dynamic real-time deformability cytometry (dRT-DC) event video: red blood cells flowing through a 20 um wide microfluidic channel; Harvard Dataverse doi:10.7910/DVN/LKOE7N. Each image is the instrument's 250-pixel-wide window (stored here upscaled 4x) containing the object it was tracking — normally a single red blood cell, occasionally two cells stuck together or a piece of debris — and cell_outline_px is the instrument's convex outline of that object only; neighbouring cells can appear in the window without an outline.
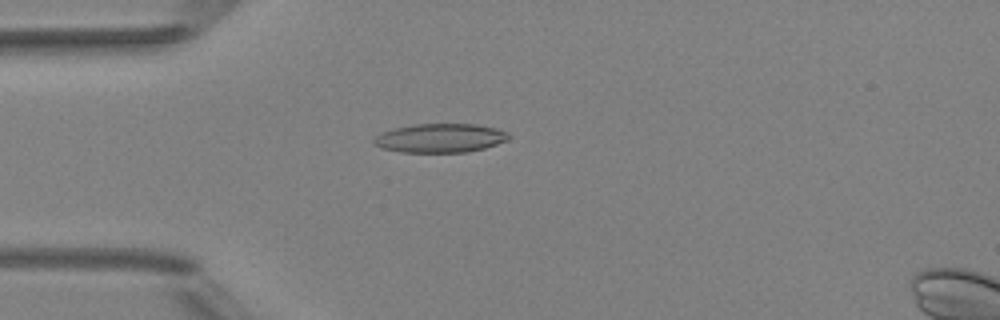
{"species": "Egyptian fruit bat (a non-hibernating species)", "species_latin": "Rousettus aegyptiacus", "temperature_condition": "room temperature", "stored_images_in_passage": 4, "camera_frame_rate_fps": 3000, "um_per_image_px": 0.085, "animal": {"sex": "female"}, "frame": {"image": 1, "passage_image": 4, "time_ms": 4.333, "image_size_px": [1000, 320], "cell_outline_px": [[512, 136], [508, 140], [484, 148], [468, 152], [400, 152], [384, 148], [376, 144], [372, 140], [380, 132], [392, 128], [416, 124], [476, 124], [496, 128], [508, 132]], "centroid_in_image_um": [37.44, 11.73], "position_along_channel_um": 47.6, "area_um2": 22.77}}